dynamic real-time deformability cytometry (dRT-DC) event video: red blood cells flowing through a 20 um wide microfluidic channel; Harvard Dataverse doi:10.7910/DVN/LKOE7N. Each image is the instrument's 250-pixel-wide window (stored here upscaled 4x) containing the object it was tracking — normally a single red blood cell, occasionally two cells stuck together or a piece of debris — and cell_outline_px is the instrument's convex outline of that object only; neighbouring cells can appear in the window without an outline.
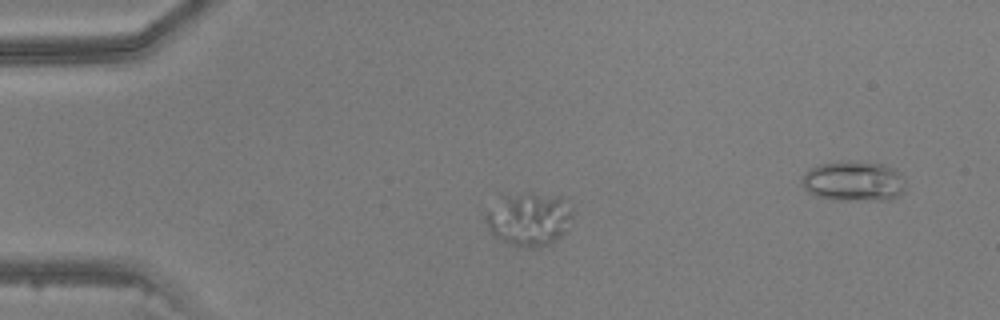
{"species": "common noctule bat (a hibernating species)", "species_latin": "Nyctalus noctula", "temperature_condition": "warm", "stored_images_in_passage": 51, "camera_frame_rate_fps": 3000, "um_per_image_px": 0.085, "animal": {"sex": "male", "body_mass_g": 20.5, "forearm_length_mm": 52.5}, "frame": {"image": 1, "passage_image": 13, "time_ms": 4.0, "image_size_px": [1000, 320], "cell_outline_px": [[572, 216], [568, 228], [552, 244], [540, 248], [524, 248], [508, 244], [500, 240], [488, 228], [484, 220], [484, 216], [500, 192], [532, 192], [568, 196], [572, 208]], "centroid_in_image_um": [44.96, 18.56], "position_along_channel_um": 40.0, "area_um2": 28.61}}
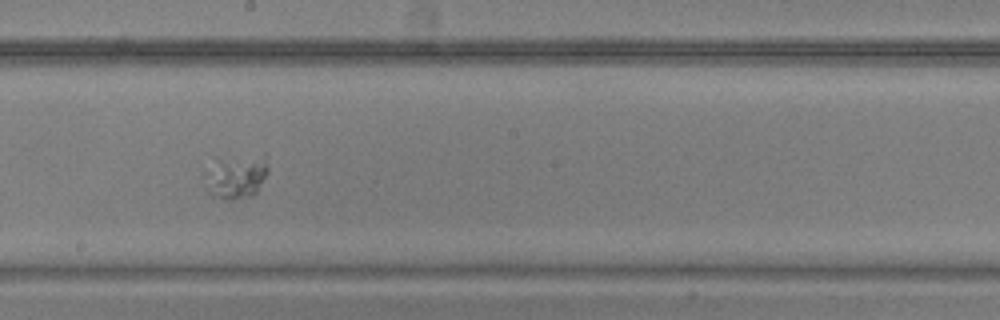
{"frame": {"image": 2, "passage_image": 29, "time_ms": 9.333, "image_size_px": [1000, 320], "cell_outline_px": [[268, 172], [256, 192], [252, 196], [232, 200], [228, 200], [212, 196], [204, 172], [204, 168], [220, 160], [264, 152], [268, 168]], "centroid_in_image_um": [20.12, 14.99], "position_along_channel_um": 228.1, "area_um2": 16.13}}
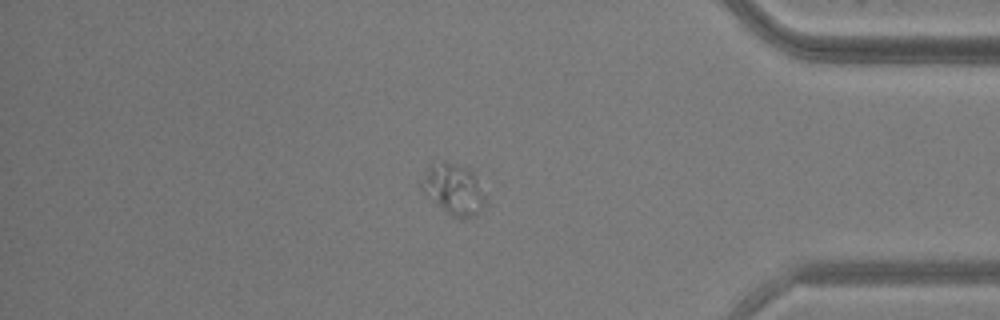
{"frame": {"image": 3, "passage_image": 43, "time_ms": 14.0, "image_size_px": [1000, 320], "cell_outline_px": [[488, 200], [476, 216], [468, 220], [460, 220], [452, 216], [424, 192], [420, 188], [420, 180], [428, 164], [448, 164], [472, 168]], "centroid_in_image_um": [38.61, 16.13], "position_along_channel_um": 396.6, "area_um2": 19.02}}